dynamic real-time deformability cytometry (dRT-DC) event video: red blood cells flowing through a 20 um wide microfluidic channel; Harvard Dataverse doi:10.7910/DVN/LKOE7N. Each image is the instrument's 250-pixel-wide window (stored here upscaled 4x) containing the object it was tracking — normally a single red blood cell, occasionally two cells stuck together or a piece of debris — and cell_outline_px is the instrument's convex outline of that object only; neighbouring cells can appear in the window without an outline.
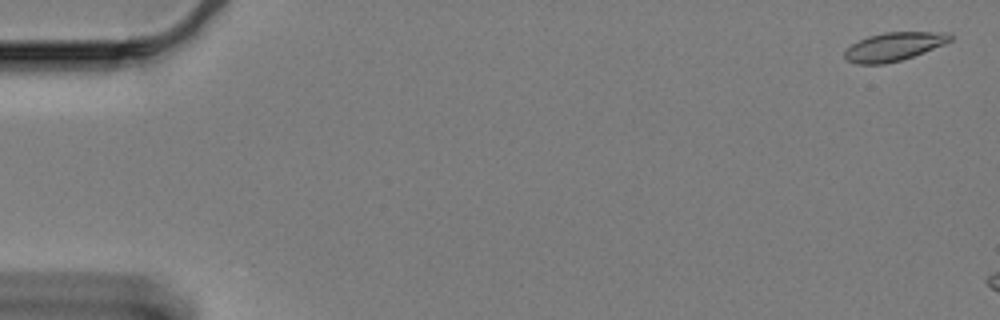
{"species": "Egyptian fruit bat (a non-hibernating species)", "species_latin": "Rousettus aegyptiacus", "temperature_condition": "cold", "stored_images_in_passage": 13, "camera_frame_rate_fps": 3000, "um_per_image_px": 0.085, "animal": {"sex": "female"}, "frame": {"image": 1, "passage_image": 2, "time_ms": 0.333, "image_size_px": [1000, 320], "cell_outline_px": [[952, 40], [944, 44], [924, 52], [900, 60], [884, 64], [856, 64], [848, 60], [844, 56], [844, 52], [852, 44], [868, 36], [884, 32], [952, 32]], "centroid_in_image_um": [76.0, 3.95], "position_along_channel_um": 9.0, "area_um2": 17.4}}